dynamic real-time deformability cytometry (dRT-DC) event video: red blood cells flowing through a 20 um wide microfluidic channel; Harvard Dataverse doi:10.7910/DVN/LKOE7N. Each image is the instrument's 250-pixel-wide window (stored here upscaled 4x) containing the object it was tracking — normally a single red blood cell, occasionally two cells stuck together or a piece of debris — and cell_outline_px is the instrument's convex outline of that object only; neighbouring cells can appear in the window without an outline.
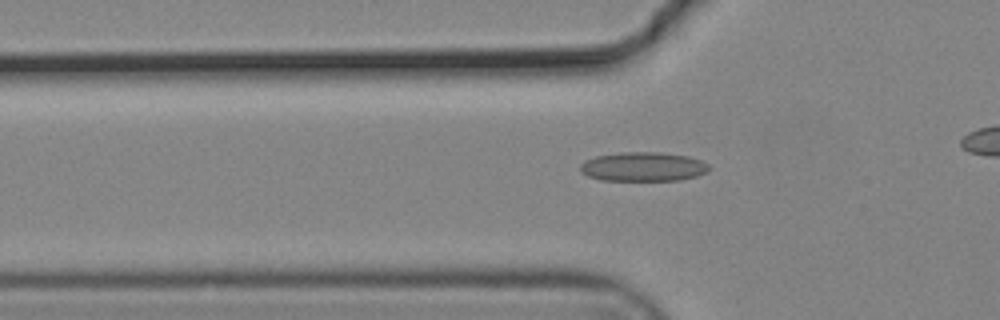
{"species": "common noctule bat (a hibernating species)", "species_latin": "Nyctalus noctula", "temperature_condition": "cold", "stored_images_in_passage": 46, "camera_frame_rate_fps": 3000, "um_per_image_px": 0.085, "animal": {"sex": "male", "body_mass_g": 19.2, "forearm_length_mm": 51.8}, "frame": {"image": 1, "passage_image": 19, "time_ms": 6.0, "image_size_px": [1000, 320], "cell_outline_px": [[712, 168], [708, 172], [696, 176], [680, 180], [600, 180], [588, 176], [580, 172], [580, 164], [584, 160], [596, 156], [620, 152], [660, 152], [688, 156], [700, 160], [708, 164]], "centroid_in_image_um": [54.67, 14.16], "position_along_channel_um": 71.1, "area_um2": 22.08}}
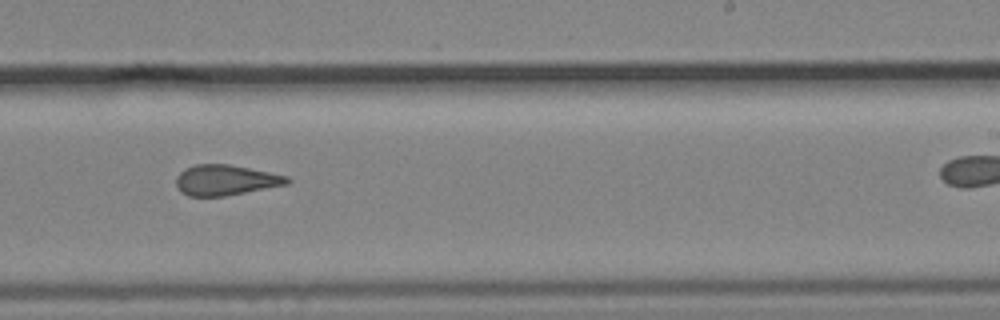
{"frame": {"image": 2, "passage_image": 35, "time_ms": 11.333, "image_size_px": [1000, 320], "cell_outline_px": [[292, 180], [288, 184], [224, 196], [188, 196], [180, 192], [176, 184], [176, 176], [184, 168], [196, 164], [228, 164], [288, 176]], "centroid_in_image_um": [19.15, 15.31], "position_along_channel_um": 269.9, "area_um2": 19.65}}
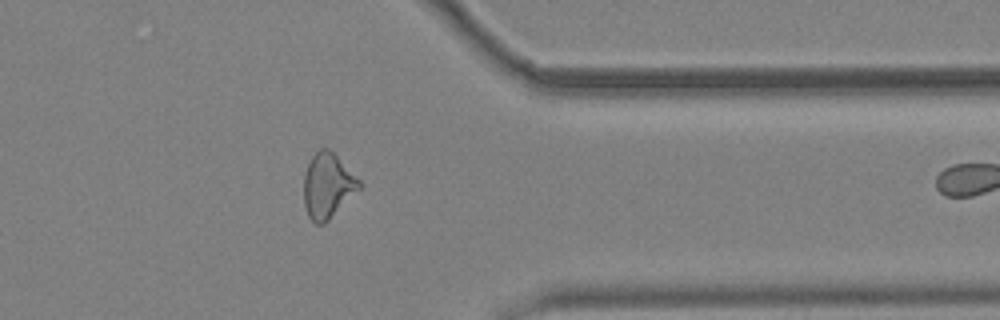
{"frame": {"image": 3, "passage_image": 45, "time_ms": 14.667, "image_size_px": [1000, 320], "cell_outline_px": [[364, 184], [324, 224], [316, 224], [308, 216], [304, 204], [304, 172], [312, 156], [320, 148], [328, 148]], "centroid_in_image_um": [27.84, 15.78], "position_along_channel_um": 383.6, "area_um2": 20.69}}